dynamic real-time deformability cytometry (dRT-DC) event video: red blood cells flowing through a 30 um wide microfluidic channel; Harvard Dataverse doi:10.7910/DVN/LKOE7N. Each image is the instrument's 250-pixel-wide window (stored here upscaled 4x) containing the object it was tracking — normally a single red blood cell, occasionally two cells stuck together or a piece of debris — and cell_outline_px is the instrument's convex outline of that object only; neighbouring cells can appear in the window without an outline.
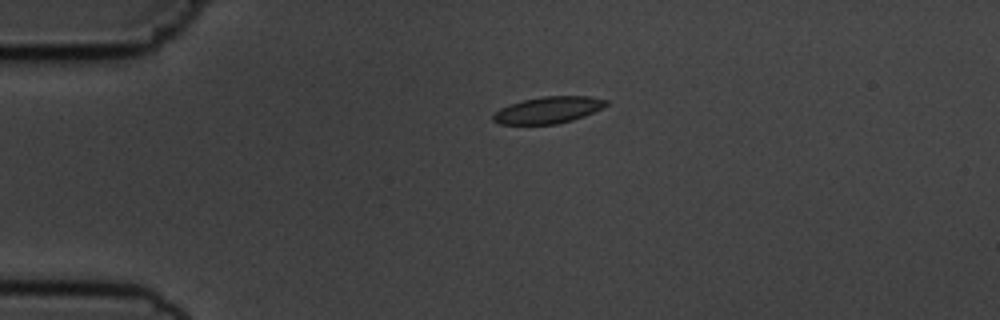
{"species": "common noctule bat (a hibernating species)", "species_latin": "Nyctalus noctula", "temperature_condition": "cold", "stored_images_in_passage": 5, "camera_frame_rate_fps": 3000, "um_per_image_px": 0.085, "animal": {"sex": "male", "body_mass_g": 19.5, "forearm_length_mm": 54.6}, "frame": {"image": 1, "passage_image": 5, "time_ms": 5.667, "image_size_px": [1000, 320], "cell_outline_px": [[608, 104], [584, 116], [572, 120], [556, 124], [500, 124], [492, 120], [492, 116], [500, 108], [508, 104], [524, 100], [544, 96], [592, 96], [608, 100]], "centroid_in_image_um": [46.59, 9.34], "position_along_channel_um": 38.4, "area_um2": 17.46}}